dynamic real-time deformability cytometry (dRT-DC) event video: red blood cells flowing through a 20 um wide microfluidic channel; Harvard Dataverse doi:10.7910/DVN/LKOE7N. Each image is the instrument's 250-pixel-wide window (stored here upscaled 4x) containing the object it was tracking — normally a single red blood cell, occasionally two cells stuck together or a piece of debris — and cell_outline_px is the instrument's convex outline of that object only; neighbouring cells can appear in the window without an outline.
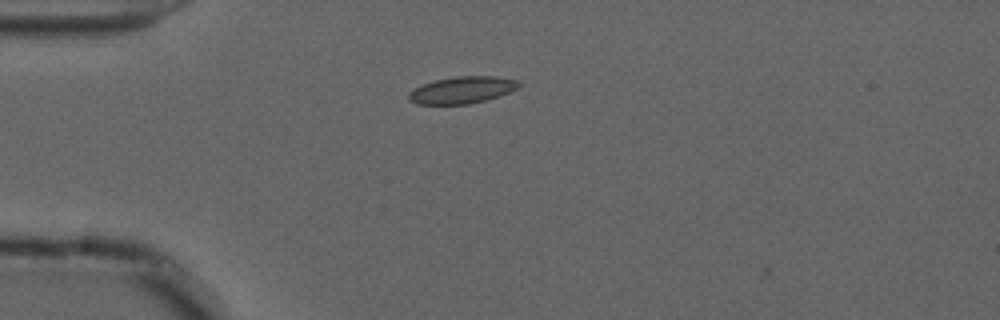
{"species": "common noctule bat (a hibernating species)", "species_latin": "Nyctalus noctula", "temperature_condition": "cold", "stored_images_in_passage": 47, "camera_frame_rate_fps": 3000, "um_per_image_px": 0.085, "animal": {"sex": "male", "forearm_length_mm": 52.5}, "frame": {"image": 1, "passage_image": 6, "time_ms": 1.667, "image_size_px": [1000, 320], "cell_outline_px": [[524, 84], [500, 96], [468, 104], [416, 104], [408, 100], [408, 92], [424, 84], [436, 80], [456, 76], [496, 76], [520, 80]], "centroid_in_image_um": [39.31, 7.64], "position_along_channel_um": 45.7, "area_um2": 17.28}}
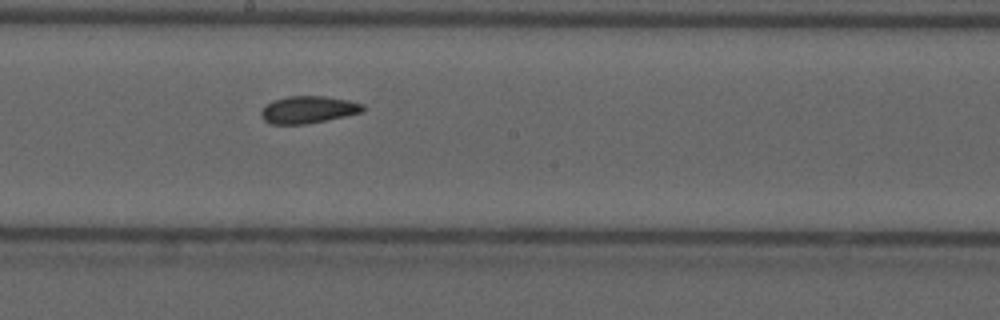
{"frame": {"image": 2, "passage_image": 22, "time_ms": 7.0, "image_size_px": [1000, 320], "cell_outline_px": [[364, 108], [360, 112], [344, 116], [304, 124], [268, 124], [260, 116], [260, 112], [272, 100], [288, 96], [324, 96], [348, 100], [364, 104]], "centroid_in_image_um": [26.15, 9.31], "position_along_channel_um": 222.0, "area_um2": 15.95}}
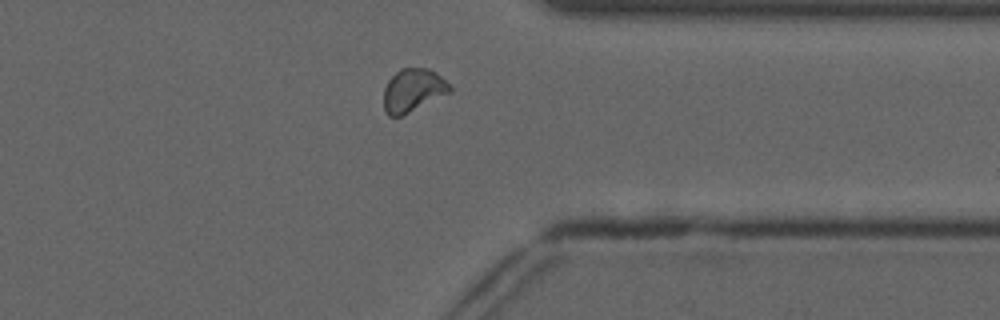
{"frame": {"image": 3, "passage_image": 35, "time_ms": 11.333, "image_size_px": [1000, 320], "cell_outline_px": [[452, 92], [400, 116], [388, 116], [384, 112], [384, 88], [388, 80], [400, 68], [424, 68], [436, 72], [452, 88]], "centroid_in_image_um": [35.09, 7.68], "position_along_channel_um": 376.3, "area_um2": 16.47}, "authors_computed_cell_mechanics": {"area_um2": 16.2418, "velocity_mm_per_s": 3.6706, "shape_relaxation_time_tau1_ms": null, "shape_relaxation_time_tau2_ms": 2.1958, "deformation_change_tau1": null, "deformation_change_tau2": 0.0529}}